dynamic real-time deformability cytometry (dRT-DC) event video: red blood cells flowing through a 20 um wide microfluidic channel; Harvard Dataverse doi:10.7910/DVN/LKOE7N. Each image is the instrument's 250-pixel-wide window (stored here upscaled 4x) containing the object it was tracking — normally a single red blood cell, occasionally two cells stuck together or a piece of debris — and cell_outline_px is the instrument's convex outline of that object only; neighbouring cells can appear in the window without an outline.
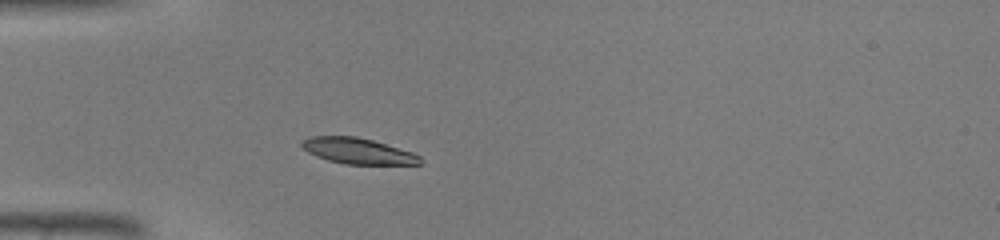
{"species": "common noctule bat (a hibernating species)", "species_latin": "Nyctalus noctula", "temperature_condition": "warm", "stored_images_in_passage": 39, "camera_frame_rate_fps": 3000, "um_per_image_px": 0.085, "animal": {"sex": "male", "body_mass_g": 19.0, "forearm_length_mm": 50.8}, "frame": {"image": 1, "passage_image": 7, "time_ms": 2.0, "image_size_px": [1000, 240], "cell_outline_px": [[424, 164], [344, 164], [328, 160], [316, 156], [300, 148], [300, 140], [308, 136], [356, 136], [372, 140], [412, 152], [420, 156], [424, 160]], "centroid_in_image_um": [30.38, 12.83], "position_along_channel_um": 54.6, "area_um2": 18.03}}
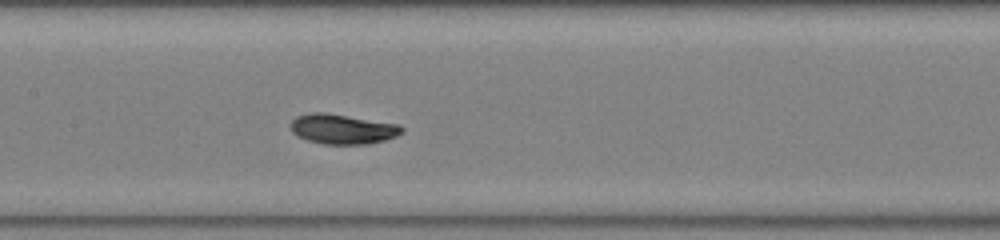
{"frame": {"image": 2, "passage_image": 16, "time_ms": 5.0, "image_size_px": [1000, 240], "cell_outline_px": [[404, 132], [396, 136], [384, 140], [368, 144], [324, 144], [308, 140], [296, 136], [292, 132], [288, 124], [296, 116], [308, 112], [324, 112], [400, 124], [404, 128]], "centroid_in_image_um": [29.09, 10.96], "position_along_channel_um": 178.3, "area_um2": 19.65}}
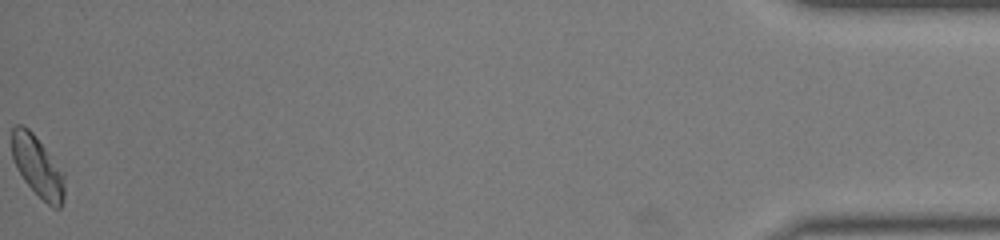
{"frame": {"image": 3, "passage_image": 39, "time_ms": 12.667, "image_size_px": [1000, 240], "cell_outline_px": [[64, 196], [60, 208], [52, 208], [24, 180], [12, 156], [12, 128], [16, 124], [20, 124], [28, 128], [32, 132], [64, 172]], "centroid_in_image_um": [3.21, 14.14], "position_along_channel_um": 432.0, "area_um2": 18.26}}